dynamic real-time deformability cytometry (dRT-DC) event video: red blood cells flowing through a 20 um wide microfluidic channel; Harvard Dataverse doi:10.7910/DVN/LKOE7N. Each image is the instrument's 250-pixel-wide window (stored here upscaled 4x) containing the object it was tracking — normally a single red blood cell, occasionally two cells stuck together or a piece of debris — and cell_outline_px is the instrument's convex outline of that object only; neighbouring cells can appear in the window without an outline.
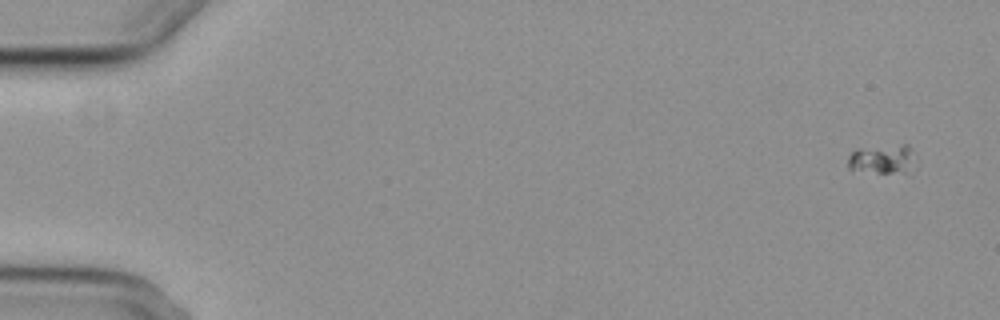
{"species": "common noctule bat (a hibernating species)", "species_latin": "Nyctalus noctula", "temperature_condition": "cold", "stored_images_in_passage": 5, "camera_frame_rate_fps": 3000, "um_per_image_px": 0.085, "animal": {"sex": "female", "body_mass_g": 29.2, "forearm_length_mm": 56.3}, "frame": {"image": 1, "passage_image": 1, "time_ms": 0.0, "image_size_px": [1000, 320], "cell_outline_px": [[916, 168], [904, 172], [876, 172], [848, 168], [848, 156], [856, 148], [904, 144], [908, 144], [912, 148], [916, 156]], "centroid_in_image_um": [75.09, 13.49], "position_along_channel_um": 9.9, "area_um2": 11.73}}